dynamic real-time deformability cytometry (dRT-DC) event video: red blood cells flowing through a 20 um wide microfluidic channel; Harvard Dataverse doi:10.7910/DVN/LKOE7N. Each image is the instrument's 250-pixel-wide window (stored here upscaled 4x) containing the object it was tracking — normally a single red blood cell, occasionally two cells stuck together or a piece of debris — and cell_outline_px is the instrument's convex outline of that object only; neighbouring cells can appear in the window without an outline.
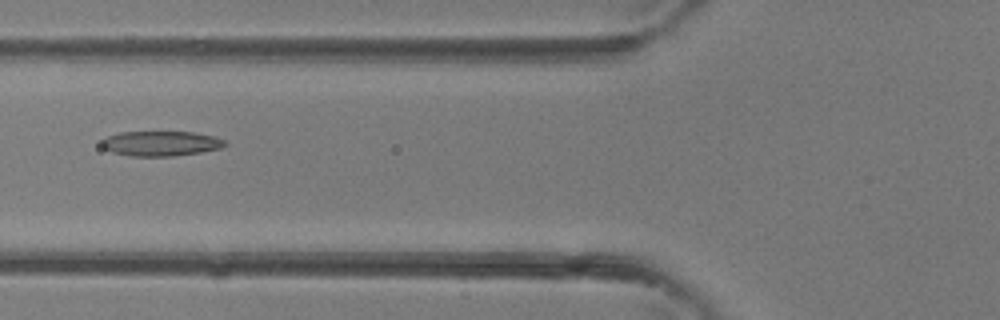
{"species": "common noctule bat (a hibernating species)", "species_latin": "Nyctalus noctula", "temperature_condition": "room temperature", "stored_images_in_passage": 3, "camera_frame_rate_fps": 3000, "um_per_image_px": 0.085, "animal": {"sex": "female"}, "frame": {"image": 1, "passage_image": 3, "time_ms": 0.667, "image_size_px": [1000, 320], "cell_outline_px": [[228, 144], [220, 148], [200, 152], [172, 156], [132, 156], [112, 152], [104, 148], [100, 144], [100, 140], [108, 136], [120, 132], [192, 132], [216, 136], [224, 140]], "centroid_in_image_um": [13.66, 12.19], "position_along_channel_um": 112.1, "area_um2": 17.92}}